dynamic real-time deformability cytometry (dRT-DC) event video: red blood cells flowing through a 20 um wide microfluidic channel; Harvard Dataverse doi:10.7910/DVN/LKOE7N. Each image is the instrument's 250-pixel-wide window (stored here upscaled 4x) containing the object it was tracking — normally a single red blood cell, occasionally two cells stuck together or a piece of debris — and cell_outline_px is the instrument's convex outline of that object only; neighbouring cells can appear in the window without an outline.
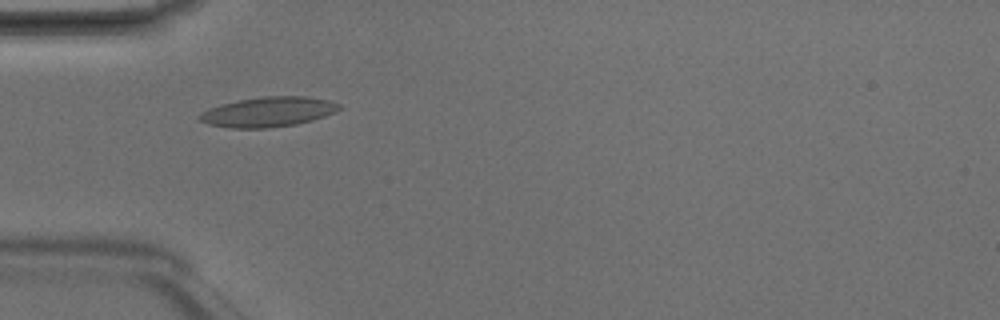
{"species": "Egyptian fruit bat (a non-hibernating species)", "species_latin": "Rousettus aegyptiacus", "temperature_condition": "room temperature", "stored_images_in_passage": 6, "camera_frame_rate_fps": 3000, "um_per_image_px": 0.085, "animal": {"sex": "male"}, "frame": {"image": 1, "passage_image": 3, "time_ms": 0.667, "image_size_px": [1000, 320], "cell_outline_px": [[340, 108], [324, 116], [312, 120], [296, 124], [268, 128], [232, 128], [208, 124], [200, 120], [196, 116], [200, 112], [208, 108], [220, 104], [240, 100], [264, 96], [304, 96], [328, 100], [340, 104]], "centroid_in_image_um": [22.74, 9.51], "position_along_channel_um": 62.3, "area_um2": 24.22}}
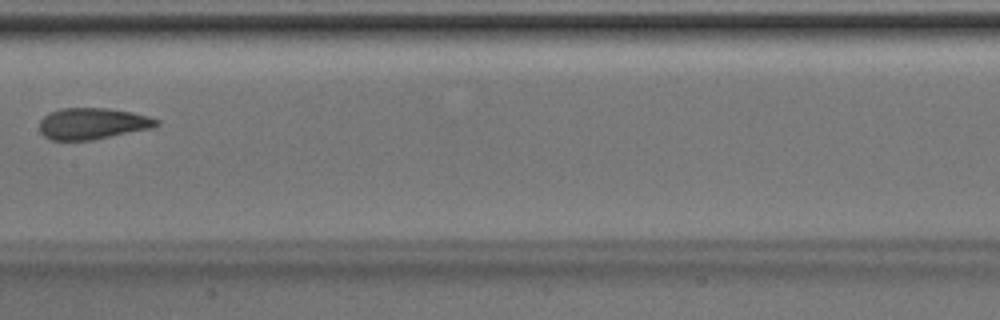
{"frame": {"image": 2, "passage_image": 6, "time_ms": 1.667, "image_size_px": [1000, 320], "cell_outline_px": [[160, 124], [152, 128], [92, 140], [52, 140], [44, 136], [40, 132], [40, 120], [44, 116], [60, 108], [108, 108], [132, 112], [148, 116], [160, 120]], "centroid_in_image_um": [7.88, 10.5], "position_along_channel_um": 199.5, "area_um2": 21.39}}